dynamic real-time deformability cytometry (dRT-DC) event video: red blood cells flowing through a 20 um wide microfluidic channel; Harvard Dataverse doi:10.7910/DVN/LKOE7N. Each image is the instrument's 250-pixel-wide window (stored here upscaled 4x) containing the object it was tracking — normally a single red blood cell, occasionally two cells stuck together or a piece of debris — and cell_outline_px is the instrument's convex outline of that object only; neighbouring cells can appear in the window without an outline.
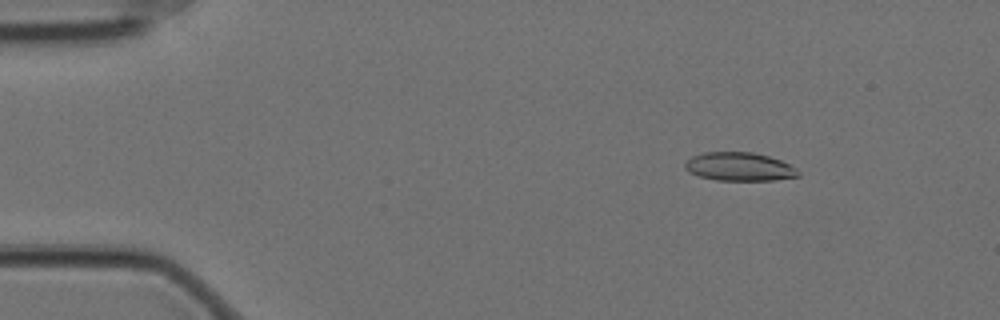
{"species": "Egyptian fruit bat (a non-hibernating species)", "species_latin": "Rousettus aegyptiacus", "temperature_condition": "cold", "stored_images_in_passage": 53, "camera_frame_rate_fps": 3000, "um_per_image_px": 0.085, "animal": {"sex": "female"}, "frame": {"image": 1, "passage_image": 8, "time_ms": 2.333, "image_size_px": [1000, 320], "cell_outline_px": [[800, 176], [776, 180], [716, 180], [696, 176], [688, 172], [684, 168], [684, 164], [692, 156], [704, 152], [752, 152], [768, 156], [780, 160], [796, 168], [800, 172]], "centroid_in_image_um": [62.82, 14.17], "position_along_channel_um": 22.2, "area_um2": 18.9}}
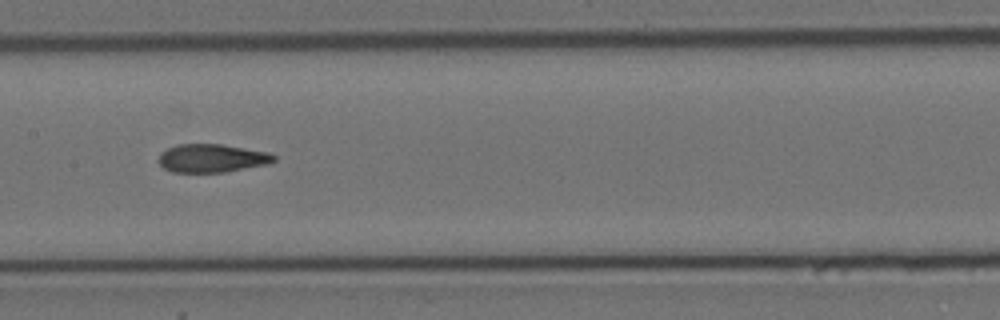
{"frame": {"image": 2, "passage_image": 29, "time_ms": 9.333, "image_size_px": [1000, 320], "cell_outline_px": [[276, 160], [268, 164], [224, 172], [172, 172], [164, 168], [160, 164], [160, 152], [176, 144], [220, 144], [268, 152], [276, 156]], "centroid_in_image_um": [18.01, 13.44], "position_along_channel_um": 189.4, "area_um2": 18.9}}
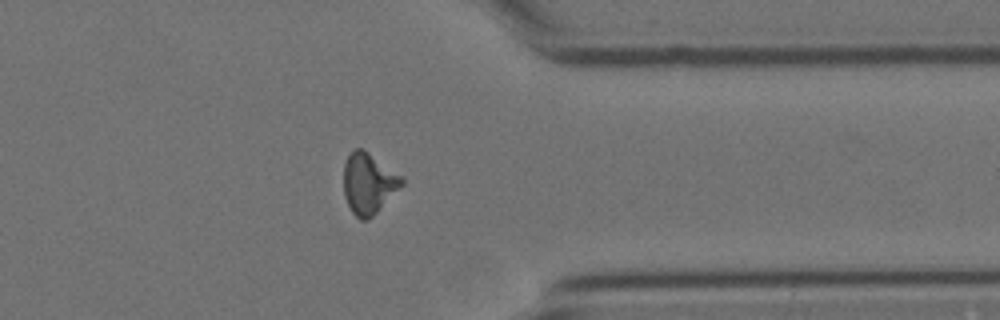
{"frame": {"image": 3, "passage_image": 46, "time_ms": 15.0, "image_size_px": [1000, 320], "cell_outline_px": [[404, 184], [368, 220], [360, 220], [352, 212], [344, 196], [344, 164], [352, 148], [360, 148], [400, 176], [404, 180]], "centroid_in_image_um": [31.29, 15.62], "position_along_channel_um": 380.1, "area_um2": 20.0}}